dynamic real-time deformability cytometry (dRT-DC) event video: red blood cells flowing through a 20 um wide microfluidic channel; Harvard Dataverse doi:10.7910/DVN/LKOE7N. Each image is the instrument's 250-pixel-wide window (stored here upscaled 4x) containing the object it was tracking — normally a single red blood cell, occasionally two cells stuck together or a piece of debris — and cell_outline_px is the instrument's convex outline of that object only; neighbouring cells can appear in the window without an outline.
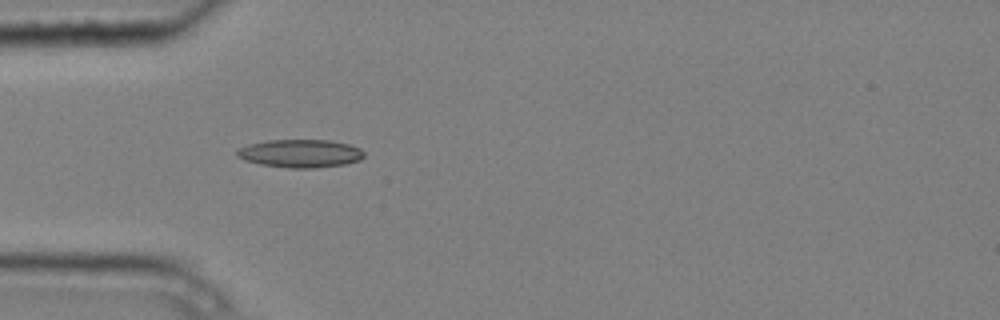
{"species": "common noctule bat (a hibernating species)", "species_latin": "Nyctalus noctula", "temperature_condition": "cold", "stored_images_in_passage": 4, "camera_frame_rate_fps": 3000, "um_per_image_px": 0.085, "animal": {"sex": "male", "body_mass_g": 20.4}, "frame": {"image": 1, "passage_image": 4, "time_ms": 1.0, "image_size_px": [1000, 320], "cell_outline_px": [[364, 156], [360, 160], [344, 164], [316, 168], [288, 168], [260, 164], [244, 160], [236, 156], [236, 152], [240, 148], [248, 144], [268, 140], [328, 140], [348, 144], [360, 148], [364, 152]], "centroid_in_image_um": [25.52, 13.04], "position_along_channel_um": 59.5, "area_um2": 20.81}}